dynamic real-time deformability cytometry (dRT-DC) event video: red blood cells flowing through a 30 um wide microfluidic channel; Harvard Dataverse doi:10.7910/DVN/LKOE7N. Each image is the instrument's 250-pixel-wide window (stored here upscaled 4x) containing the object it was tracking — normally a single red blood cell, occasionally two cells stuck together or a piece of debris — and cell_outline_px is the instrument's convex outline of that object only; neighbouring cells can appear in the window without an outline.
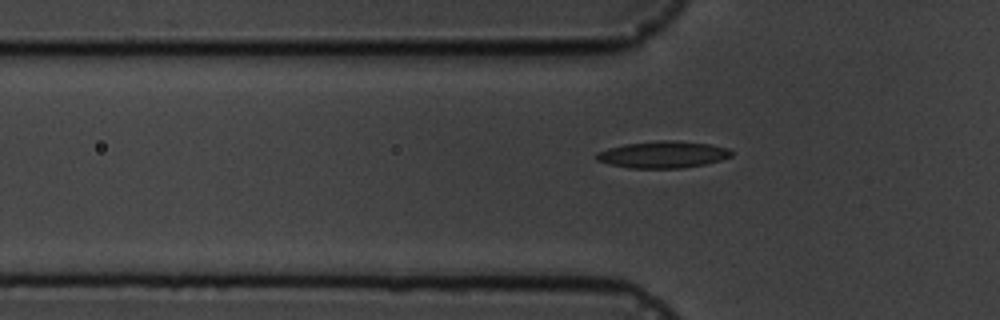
{"species": "common noctule bat (a hibernating species)", "species_latin": "Nyctalus noctula", "temperature_condition": "cold", "stored_images_in_passage": 6, "camera_frame_rate_fps": 3000, "um_per_image_px": 0.085, "animal": {"sex": "male", "body_mass_g": 19.5, "forearm_length_mm": 54.6}, "frame": {"image": 1, "passage_image": 6, "time_ms": 5.667, "image_size_px": [1000, 320], "cell_outline_px": [[732, 156], [720, 160], [704, 164], [680, 168], [628, 168], [608, 164], [596, 160], [596, 152], [608, 148], [624, 144], [656, 140], [676, 140], [712, 144], [728, 148], [732, 152]], "centroid_in_image_um": [56.33, 13.13], "position_along_channel_um": 69.5, "area_um2": 21.27}}